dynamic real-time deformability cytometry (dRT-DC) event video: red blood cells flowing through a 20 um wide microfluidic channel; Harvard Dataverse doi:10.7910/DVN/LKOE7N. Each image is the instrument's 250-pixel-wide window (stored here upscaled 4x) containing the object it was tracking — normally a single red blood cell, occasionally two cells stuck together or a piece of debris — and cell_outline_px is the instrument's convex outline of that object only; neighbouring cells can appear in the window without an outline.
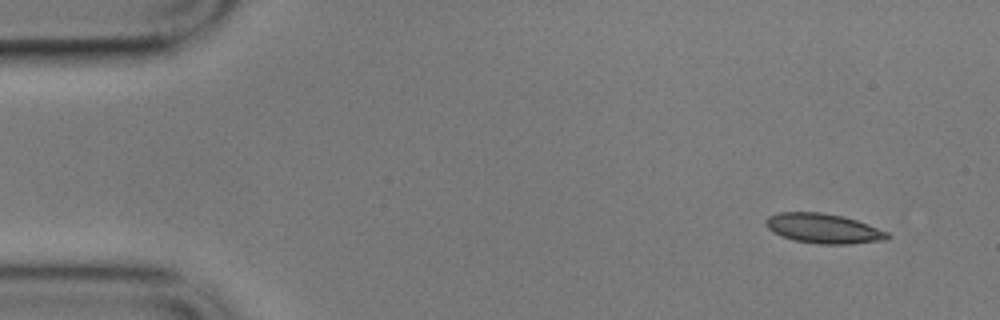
{"species": "common noctule bat (a hibernating species)", "species_latin": "Nyctalus noctula", "temperature_condition": "cold", "stored_images_in_passage": 4, "camera_frame_rate_fps": 3000, "um_per_image_px": 0.085, "animal": {"sex": "male", "body_mass_g": 17.9}, "frame": {"image": 1, "passage_image": 1, "time_ms": 0.0, "image_size_px": [1000, 320], "cell_outline_px": [[892, 236], [888, 240], [848, 244], [820, 244], [796, 240], [780, 236], [772, 232], [764, 224], [764, 220], [768, 216], [780, 212], [820, 212], [844, 216], [868, 224], [888, 232]], "centroid_in_image_um": [70.0, 19.42], "position_along_channel_um": 15.0, "area_um2": 21.27}}
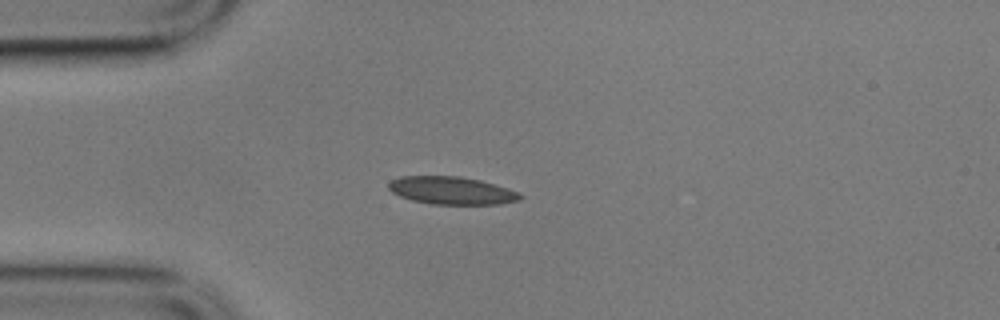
{"frame": {"image": 2, "passage_image": 4, "time_ms": 1.0, "image_size_px": [1000, 320], "cell_outline_px": [[524, 196], [520, 200], [500, 204], [432, 204], [412, 200], [400, 196], [392, 192], [388, 188], [388, 184], [392, 180], [400, 176], [460, 176], [480, 180], [508, 188], [520, 192]], "centroid_in_image_um": [38.42, 16.19], "position_along_channel_um": 46.6, "area_um2": 21.33}}